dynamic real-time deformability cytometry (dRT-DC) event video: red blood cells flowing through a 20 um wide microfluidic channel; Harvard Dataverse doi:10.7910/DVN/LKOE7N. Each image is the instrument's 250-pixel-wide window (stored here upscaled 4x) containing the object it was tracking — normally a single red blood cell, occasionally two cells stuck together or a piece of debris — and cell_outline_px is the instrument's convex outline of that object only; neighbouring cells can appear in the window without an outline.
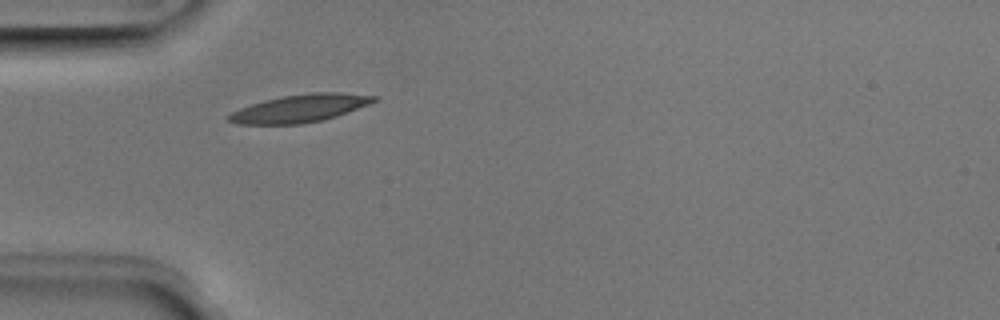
{"species": "Egyptian fruit bat (a non-hibernating species)", "species_latin": "Rousettus aegyptiacus", "temperature_condition": "room temperature", "stored_images_in_passage": 1, "camera_frame_rate_fps": 3000, "um_per_image_px": 0.085, "animal": {"sex": "male"}, "frame": {"image": 1, "passage_image": 1, "time_ms": 0.0, "image_size_px": [1000, 320], "cell_outline_px": [[380, 100], [336, 116], [324, 120], [300, 124], [236, 124], [228, 120], [228, 116], [232, 112], [240, 108], [264, 100], [280, 96], [312, 92], [340, 92], [380, 96]], "centroid_in_image_um": [25.55, 9.19], "position_along_channel_um": 59.5, "area_um2": 23.58}}